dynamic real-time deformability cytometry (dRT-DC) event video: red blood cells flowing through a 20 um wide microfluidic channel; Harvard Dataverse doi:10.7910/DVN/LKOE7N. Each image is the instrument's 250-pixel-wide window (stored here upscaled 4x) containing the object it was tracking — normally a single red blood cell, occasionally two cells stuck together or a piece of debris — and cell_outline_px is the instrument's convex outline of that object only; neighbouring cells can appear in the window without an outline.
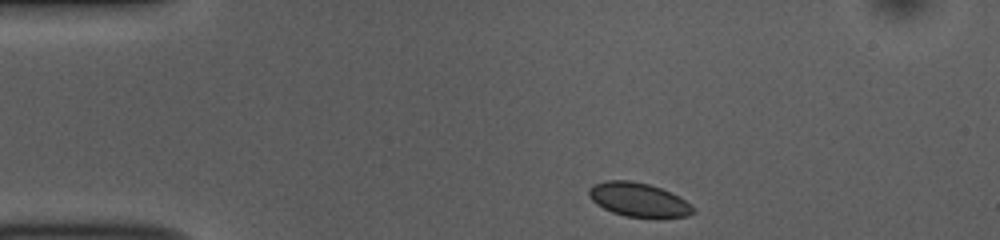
{"species": "common noctule bat (a hibernating species)", "species_latin": "Nyctalus noctula", "temperature_condition": "room temperature", "stored_images_in_passage": 44, "camera_frame_rate_fps": 3000, "um_per_image_px": 0.085, "animal": {"sex": "female", "body_mass_g": 10.0, "forearm_length_mm": 53.1}, "frame": {"image": 1, "passage_image": 1, "time_ms": 0.0, "image_size_px": [1000, 240], "cell_outline_px": [[696, 212], [688, 216], [656, 220], [624, 216], [612, 212], [596, 204], [588, 196], [588, 188], [592, 184], [608, 180], [632, 180], [648, 184], [660, 188], [684, 200]], "centroid_in_image_um": [54.25, 17.01], "position_along_channel_um": 30.7, "area_um2": 21.04}}
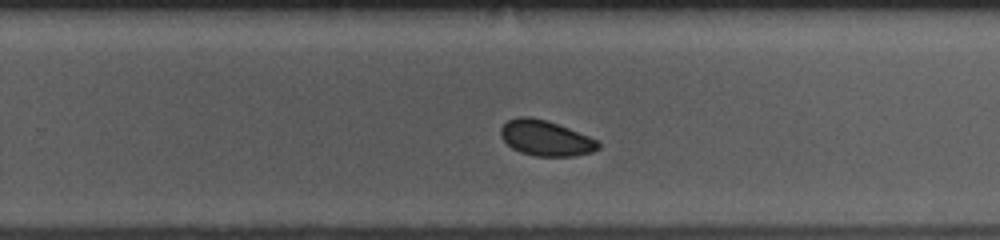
{"frame": {"image": 2, "passage_image": 25, "time_ms": 8.0, "image_size_px": [1000, 240], "cell_outline_px": [[600, 148], [592, 152], [576, 156], [536, 156], [520, 152], [512, 148], [500, 136], [500, 128], [508, 120], [516, 116], [528, 116], [544, 120], [568, 128], [600, 140]], "centroid_in_image_um": [46.4, 11.75], "position_along_channel_um": 283.4, "area_um2": 20.17}}
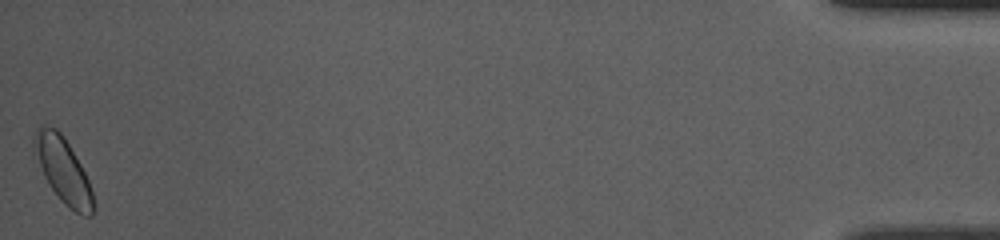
{"frame": {"image": 3, "passage_image": 44, "time_ms": 14.333, "image_size_px": [1000, 240], "cell_outline_px": [[92, 216], [84, 216], [68, 208], [60, 200], [48, 184], [32, 156], [32, 140], [36, 128], [40, 124], [44, 124], [56, 128], [60, 132], [68, 144], [80, 164], [88, 180], [92, 192]], "centroid_in_image_um": [5.26, 14.42], "position_along_channel_um": 429.9, "area_um2": 22.66}, "authors_computed_cell_mechanics": {"area_um2": 20.4612, "velocity_mm_per_s": 3.7776, "shape_relaxation_time_tau1_ms": 3.8531, "shape_relaxation_time_tau2_ms": null, "deformation_change_tau1": 0.0644, "deformation_change_tau2": null}}